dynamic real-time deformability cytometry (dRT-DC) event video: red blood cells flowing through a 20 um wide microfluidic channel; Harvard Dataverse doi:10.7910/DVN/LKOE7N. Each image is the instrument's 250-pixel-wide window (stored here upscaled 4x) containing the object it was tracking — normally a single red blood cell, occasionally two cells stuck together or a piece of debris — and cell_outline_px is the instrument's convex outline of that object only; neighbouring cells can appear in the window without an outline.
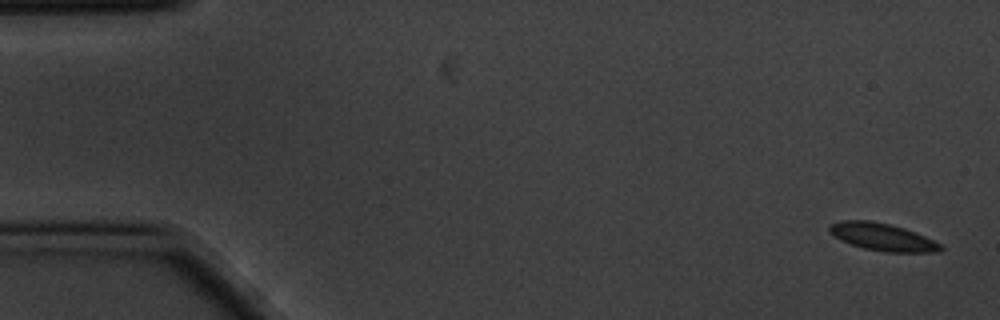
{"species": "common noctule bat (a hibernating species)", "species_latin": "Nyctalus noctula", "temperature_condition": "cold", "stored_images_in_passage": 6, "camera_frame_rate_fps": 3000, "um_per_image_px": 0.085, "animal": {"sex": "male", "body_mass_g": 20.1, "forearm_length_mm": 53.5}, "frame": {"image": 1, "passage_image": 1, "time_ms": 0.0, "image_size_px": [1000, 320], "cell_outline_px": [[944, 248], [940, 252], [884, 252], [864, 248], [852, 244], [836, 236], [828, 228], [828, 224], [840, 220], [868, 220], [888, 224], [904, 228], [924, 236], [940, 244]], "centroid_in_image_um": [75.02, 20.14], "position_along_channel_um": 10.0, "area_um2": 17.46}}